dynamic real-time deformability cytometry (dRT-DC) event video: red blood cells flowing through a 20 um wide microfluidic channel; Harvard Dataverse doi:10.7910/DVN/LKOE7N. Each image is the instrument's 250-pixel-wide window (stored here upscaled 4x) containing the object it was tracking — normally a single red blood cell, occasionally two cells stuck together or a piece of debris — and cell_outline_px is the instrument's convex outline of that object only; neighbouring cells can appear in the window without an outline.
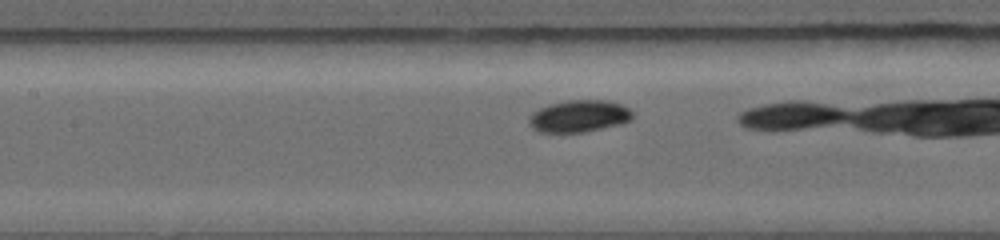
{"species": "common noctule bat (a hibernating species)", "species_latin": "Nyctalus noctula", "temperature_condition": "warm", "stored_images_in_passage": 22, "camera_frame_rate_fps": 5000, "um_per_image_px": 0.085, "animal": {"sex": "female", "body_mass_g": 19.0, "forearm_length_mm": 56.7}, "frame": {"image": 1, "passage_image": 7, "time_ms": 2.4, "image_size_px": [1000, 240], "cell_outline_px": [[632, 116], [628, 120], [616, 124], [584, 132], [540, 132], [532, 128], [528, 124], [528, 116], [532, 112], [548, 104], [564, 100], [608, 100], [620, 104], [628, 108], [632, 112]], "centroid_in_image_um": [49.13, 9.85], "position_along_channel_um": 158.3, "area_um2": 19.19}}